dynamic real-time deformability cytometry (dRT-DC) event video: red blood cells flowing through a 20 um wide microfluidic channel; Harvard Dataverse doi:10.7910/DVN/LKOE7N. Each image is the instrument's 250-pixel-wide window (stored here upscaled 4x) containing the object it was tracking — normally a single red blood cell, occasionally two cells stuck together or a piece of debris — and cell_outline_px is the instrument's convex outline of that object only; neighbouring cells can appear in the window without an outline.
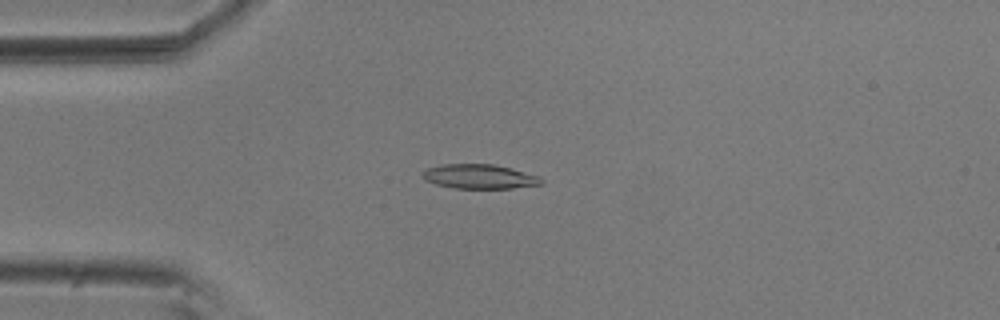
{"species": "common noctule bat (a hibernating species)", "species_latin": "Nyctalus noctula", "temperature_condition": "room temperature", "stored_images_in_passage": 55, "camera_frame_rate_fps": 3000, "um_per_image_px": 0.085, "animal": {"sex": "male", "body_mass_g": 20.5, "forearm_length_mm": 52.5}, "frame": {"image": 1, "passage_image": 14, "time_ms": 4.333, "image_size_px": [1000, 320], "cell_outline_px": [[544, 184], [512, 188], [456, 188], [436, 184], [424, 180], [420, 176], [420, 172], [428, 168], [440, 164], [492, 164], [512, 168], [540, 176], [544, 180]], "centroid_in_image_um": [40.75, 15.0], "position_along_channel_um": 44.3, "area_um2": 17.11}}
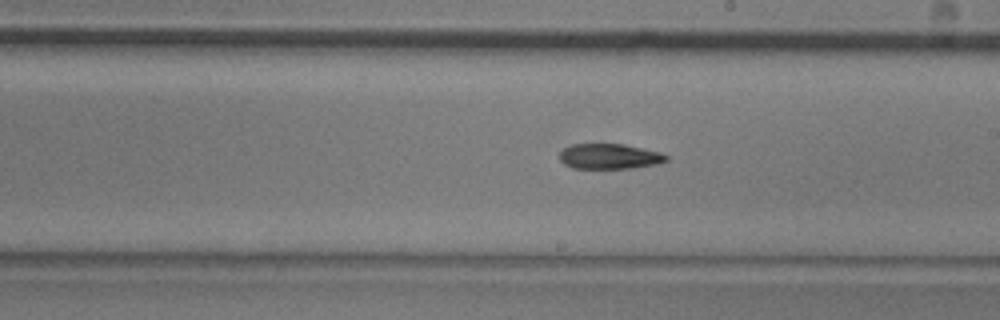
{"frame": {"image": 2, "passage_image": 31, "time_ms": 10.0, "image_size_px": [1000, 320], "cell_outline_px": [[668, 160], [656, 164], [632, 168], [572, 168], [564, 164], [560, 160], [560, 152], [564, 148], [572, 144], [624, 144], [660, 152], [668, 156]], "centroid_in_image_um": [51.8, 13.29], "position_along_channel_um": 237.2, "area_um2": 15.66}}
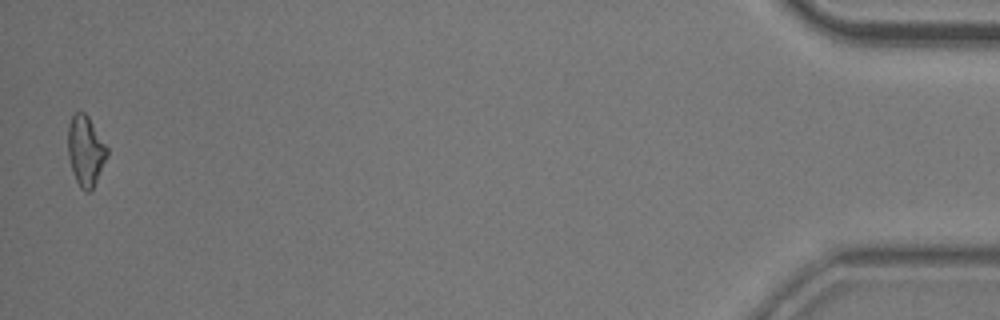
{"frame": {"image": 3, "passage_image": 54, "time_ms": 17.667, "image_size_px": [1000, 320], "cell_outline_px": [[108, 156], [92, 188], [88, 192], [84, 192], [80, 188], [76, 180], [68, 156], [68, 124], [72, 116], [76, 112], [84, 112], [88, 116], [108, 148]], "centroid_in_image_um": [7.27, 12.81], "position_along_channel_um": 427.9, "area_um2": 15.84}, "authors_computed_cell_mechanics": {"area_um2": 16.5308, "velocity_mm_per_s": 3.7011, "shape_relaxation_time_tau1_ms": 5.6015, "shape_relaxation_time_tau2_ms": null, "deformation_change_tau1": 0.1423, "deformation_change_tau2": null}}